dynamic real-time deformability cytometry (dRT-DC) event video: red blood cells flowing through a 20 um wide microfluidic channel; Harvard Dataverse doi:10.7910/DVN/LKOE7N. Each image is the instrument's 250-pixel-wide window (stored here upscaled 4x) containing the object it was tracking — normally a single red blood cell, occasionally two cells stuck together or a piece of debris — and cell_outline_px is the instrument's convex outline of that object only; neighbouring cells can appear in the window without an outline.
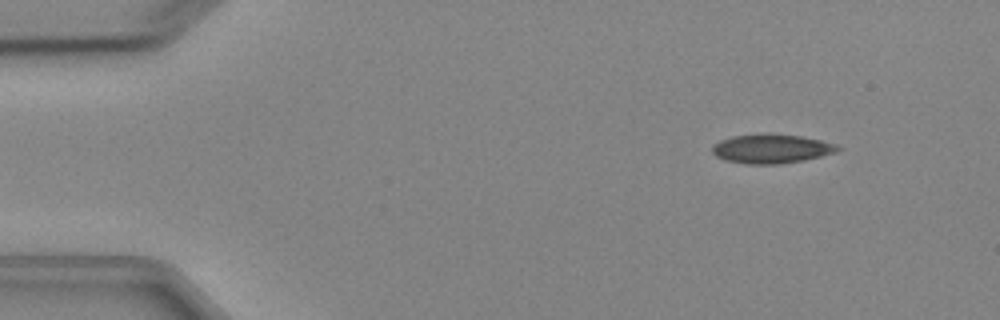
{"species": "Egyptian fruit bat (a non-hibernating species)", "species_latin": "Rousettus aegyptiacus", "temperature_condition": "cold", "stored_images_in_passage": 5, "camera_frame_rate_fps": 3000, "um_per_image_px": 0.085, "animal": {"sex": "female"}, "frame": {"image": 1, "passage_image": 5, "time_ms": 5.667, "image_size_px": [1000, 320], "cell_outline_px": [[840, 148], [836, 152], [804, 160], [780, 164], [744, 164], [724, 160], [716, 156], [712, 152], [712, 144], [720, 140], [732, 136], [800, 136], [820, 140], [836, 144]], "centroid_in_image_um": [65.53, 12.69], "position_along_channel_um": 19.5, "area_um2": 20.58}}